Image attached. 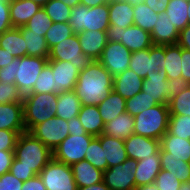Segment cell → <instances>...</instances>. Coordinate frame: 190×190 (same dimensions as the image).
Masks as SVG:
<instances>
[{
  "mask_svg": "<svg viewBox=\"0 0 190 190\" xmlns=\"http://www.w3.org/2000/svg\"><path fill=\"white\" fill-rule=\"evenodd\" d=\"M29 132L53 152L69 135L68 120L54 116L35 125Z\"/></svg>",
  "mask_w": 190,
  "mask_h": 190,
  "instance_id": "obj_11",
  "label": "cell"
},
{
  "mask_svg": "<svg viewBox=\"0 0 190 190\" xmlns=\"http://www.w3.org/2000/svg\"><path fill=\"white\" fill-rule=\"evenodd\" d=\"M18 136L16 131L0 129V151H14Z\"/></svg>",
  "mask_w": 190,
  "mask_h": 190,
  "instance_id": "obj_48",
  "label": "cell"
},
{
  "mask_svg": "<svg viewBox=\"0 0 190 190\" xmlns=\"http://www.w3.org/2000/svg\"><path fill=\"white\" fill-rule=\"evenodd\" d=\"M11 28L10 0H0V35Z\"/></svg>",
  "mask_w": 190,
  "mask_h": 190,
  "instance_id": "obj_49",
  "label": "cell"
},
{
  "mask_svg": "<svg viewBox=\"0 0 190 190\" xmlns=\"http://www.w3.org/2000/svg\"><path fill=\"white\" fill-rule=\"evenodd\" d=\"M161 171L160 153H155L138 161L135 169V187L153 184Z\"/></svg>",
  "mask_w": 190,
  "mask_h": 190,
  "instance_id": "obj_22",
  "label": "cell"
},
{
  "mask_svg": "<svg viewBox=\"0 0 190 190\" xmlns=\"http://www.w3.org/2000/svg\"><path fill=\"white\" fill-rule=\"evenodd\" d=\"M21 190H46L39 175L25 181Z\"/></svg>",
  "mask_w": 190,
  "mask_h": 190,
  "instance_id": "obj_55",
  "label": "cell"
},
{
  "mask_svg": "<svg viewBox=\"0 0 190 190\" xmlns=\"http://www.w3.org/2000/svg\"><path fill=\"white\" fill-rule=\"evenodd\" d=\"M10 172L12 173L13 176H15L16 178H18L19 180L23 182L37 176L32 171V168H27L25 166H17V159L15 157L12 161Z\"/></svg>",
  "mask_w": 190,
  "mask_h": 190,
  "instance_id": "obj_51",
  "label": "cell"
},
{
  "mask_svg": "<svg viewBox=\"0 0 190 190\" xmlns=\"http://www.w3.org/2000/svg\"><path fill=\"white\" fill-rule=\"evenodd\" d=\"M15 57L8 53L6 49L0 47V69L10 64Z\"/></svg>",
  "mask_w": 190,
  "mask_h": 190,
  "instance_id": "obj_59",
  "label": "cell"
},
{
  "mask_svg": "<svg viewBox=\"0 0 190 190\" xmlns=\"http://www.w3.org/2000/svg\"><path fill=\"white\" fill-rule=\"evenodd\" d=\"M134 9V25L151 34L155 23L158 20V12L153 11L142 1L133 4Z\"/></svg>",
  "mask_w": 190,
  "mask_h": 190,
  "instance_id": "obj_37",
  "label": "cell"
},
{
  "mask_svg": "<svg viewBox=\"0 0 190 190\" xmlns=\"http://www.w3.org/2000/svg\"><path fill=\"white\" fill-rule=\"evenodd\" d=\"M77 190H110L104 183V181L87 186V187H77Z\"/></svg>",
  "mask_w": 190,
  "mask_h": 190,
  "instance_id": "obj_61",
  "label": "cell"
},
{
  "mask_svg": "<svg viewBox=\"0 0 190 190\" xmlns=\"http://www.w3.org/2000/svg\"><path fill=\"white\" fill-rule=\"evenodd\" d=\"M163 69L168 80L181 77V47L178 44L165 45Z\"/></svg>",
  "mask_w": 190,
  "mask_h": 190,
  "instance_id": "obj_36",
  "label": "cell"
},
{
  "mask_svg": "<svg viewBox=\"0 0 190 190\" xmlns=\"http://www.w3.org/2000/svg\"><path fill=\"white\" fill-rule=\"evenodd\" d=\"M179 31L173 25L165 12H158V20L151 32L153 45H174L177 44Z\"/></svg>",
  "mask_w": 190,
  "mask_h": 190,
  "instance_id": "obj_20",
  "label": "cell"
},
{
  "mask_svg": "<svg viewBox=\"0 0 190 190\" xmlns=\"http://www.w3.org/2000/svg\"><path fill=\"white\" fill-rule=\"evenodd\" d=\"M133 130L134 117L124 112L104 125L103 134L125 140L133 134Z\"/></svg>",
  "mask_w": 190,
  "mask_h": 190,
  "instance_id": "obj_28",
  "label": "cell"
},
{
  "mask_svg": "<svg viewBox=\"0 0 190 190\" xmlns=\"http://www.w3.org/2000/svg\"><path fill=\"white\" fill-rule=\"evenodd\" d=\"M109 0H81L80 4L85 5L88 8L99 6L108 3Z\"/></svg>",
  "mask_w": 190,
  "mask_h": 190,
  "instance_id": "obj_60",
  "label": "cell"
},
{
  "mask_svg": "<svg viewBox=\"0 0 190 190\" xmlns=\"http://www.w3.org/2000/svg\"><path fill=\"white\" fill-rule=\"evenodd\" d=\"M138 161L128 158L123 163L107 168L103 181L110 190H134L135 169Z\"/></svg>",
  "mask_w": 190,
  "mask_h": 190,
  "instance_id": "obj_12",
  "label": "cell"
},
{
  "mask_svg": "<svg viewBox=\"0 0 190 190\" xmlns=\"http://www.w3.org/2000/svg\"><path fill=\"white\" fill-rule=\"evenodd\" d=\"M46 190H77L70 165L52 158L39 173Z\"/></svg>",
  "mask_w": 190,
  "mask_h": 190,
  "instance_id": "obj_9",
  "label": "cell"
},
{
  "mask_svg": "<svg viewBox=\"0 0 190 190\" xmlns=\"http://www.w3.org/2000/svg\"><path fill=\"white\" fill-rule=\"evenodd\" d=\"M134 190H160L155 183L135 187Z\"/></svg>",
  "mask_w": 190,
  "mask_h": 190,
  "instance_id": "obj_62",
  "label": "cell"
},
{
  "mask_svg": "<svg viewBox=\"0 0 190 190\" xmlns=\"http://www.w3.org/2000/svg\"><path fill=\"white\" fill-rule=\"evenodd\" d=\"M167 132L190 140V116L189 115H170Z\"/></svg>",
  "mask_w": 190,
  "mask_h": 190,
  "instance_id": "obj_42",
  "label": "cell"
},
{
  "mask_svg": "<svg viewBox=\"0 0 190 190\" xmlns=\"http://www.w3.org/2000/svg\"><path fill=\"white\" fill-rule=\"evenodd\" d=\"M14 157L17 159V166L32 168V171L39 175L41 170L53 158V152L30 132L26 131L18 136Z\"/></svg>",
  "mask_w": 190,
  "mask_h": 190,
  "instance_id": "obj_3",
  "label": "cell"
},
{
  "mask_svg": "<svg viewBox=\"0 0 190 190\" xmlns=\"http://www.w3.org/2000/svg\"><path fill=\"white\" fill-rule=\"evenodd\" d=\"M48 60L69 61L80 72L91 62L80 46L77 34L63 40L50 49Z\"/></svg>",
  "mask_w": 190,
  "mask_h": 190,
  "instance_id": "obj_13",
  "label": "cell"
},
{
  "mask_svg": "<svg viewBox=\"0 0 190 190\" xmlns=\"http://www.w3.org/2000/svg\"><path fill=\"white\" fill-rule=\"evenodd\" d=\"M177 44L190 51V24L179 32V38Z\"/></svg>",
  "mask_w": 190,
  "mask_h": 190,
  "instance_id": "obj_56",
  "label": "cell"
},
{
  "mask_svg": "<svg viewBox=\"0 0 190 190\" xmlns=\"http://www.w3.org/2000/svg\"><path fill=\"white\" fill-rule=\"evenodd\" d=\"M58 93H29L23 96V114L26 131L55 116Z\"/></svg>",
  "mask_w": 190,
  "mask_h": 190,
  "instance_id": "obj_4",
  "label": "cell"
},
{
  "mask_svg": "<svg viewBox=\"0 0 190 190\" xmlns=\"http://www.w3.org/2000/svg\"><path fill=\"white\" fill-rule=\"evenodd\" d=\"M178 190H190V181L181 182V186Z\"/></svg>",
  "mask_w": 190,
  "mask_h": 190,
  "instance_id": "obj_64",
  "label": "cell"
},
{
  "mask_svg": "<svg viewBox=\"0 0 190 190\" xmlns=\"http://www.w3.org/2000/svg\"><path fill=\"white\" fill-rule=\"evenodd\" d=\"M169 117L168 104H157L134 117L133 133L160 140L167 132Z\"/></svg>",
  "mask_w": 190,
  "mask_h": 190,
  "instance_id": "obj_6",
  "label": "cell"
},
{
  "mask_svg": "<svg viewBox=\"0 0 190 190\" xmlns=\"http://www.w3.org/2000/svg\"><path fill=\"white\" fill-rule=\"evenodd\" d=\"M125 1H128V2H131V3H138V2H141L142 0H125Z\"/></svg>",
  "mask_w": 190,
  "mask_h": 190,
  "instance_id": "obj_66",
  "label": "cell"
},
{
  "mask_svg": "<svg viewBox=\"0 0 190 190\" xmlns=\"http://www.w3.org/2000/svg\"><path fill=\"white\" fill-rule=\"evenodd\" d=\"M161 169L172 173L181 182L190 181V163L176 157H168V153L160 151Z\"/></svg>",
  "mask_w": 190,
  "mask_h": 190,
  "instance_id": "obj_34",
  "label": "cell"
},
{
  "mask_svg": "<svg viewBox=\"0 0 190 190\" xmlns=\"http://www.w3.org/2000/svg\"><path fill=\"white\" fill-rule=\"evenodd\" d=\"M54 75L52 74V68L47 63L33 86L31 93H54Z\"/></svg>",
  "mask_w": 190,
  "mask_h": 190,
  "instance_id": "obj_45",
  "label": "cell"
},
{
  "mask_svg": "<svg viewBox=\"0 0 190 190\" xmlns=\"http://www.w3.org/2000/svg\"><path fill=\"white\" fill-rule=\"evenodd\" d=\"M104 124L126 112V99L112 90L98 106Z\"/></svg>",
  "mask_w": 190,
  "mask_h": 190,
  "instance_id": "obj_32",
  "label": "cell"
},
{
  "mask_svg": "<svg viewBox=\"0 0 190 190\" xmlns=\"http://www.w3.org/2000/svg\"><path fill=\"white\" fill-rule=\"evenodd\" d=\"M157 105L153 98L146 95V92L140 91L132 98L126 99V112L135 117L137 114Z\"/></svg>",
  "mask_w": 190,
  "mask_h": 190,
  "instance_id": "obj_41",
  "label": "cell"
},
{
  "mask_svg": "<svg viewBox=\"0 0 190 190\" xmlns=\"http://www.w3.org/2000/svg\"><path fill=\"white\" fill-rule=\"evenodd\" d=\"M160 151L168 153V157H176L190 163V140L179 138L166 132L160 139Z\"/></svg>",
  "mask_w": 190,
  "mask_h": 190,
  "instance_id": "obj_25",
  "label": "cell"
},
{
  "mask_svg": "<svg viewBox=\"0 0 190 190\" xmlns=\"http://www.w3.org/2000/svg\"><path fill=\"white\" fill-rule=\"evenodd\" d=\"M71 169L77 187H87L103 181V171L86 160L72 164Z\"/></svg>",
  "mask_w": 190,
  "mask_h": 190,
  "instance_id": "obj_26",
  "label": "cell"
},
{
  "mask_svg": "<svg viewBox=\"0 0 190 190\" xmlns=\"http://www.w3.org/2000/svg\"><path fill=\"white\" fill-rule=\"evenodd\" d=\"M188 7L189 0H170L164 11L179 32L189 25Z\"/></svg>",
  "mask_w": 190,
  "mask_h": 190,
  "instance_id": "obj_35",
  "label": "cell"
},
{
  "mask_svg": "<svg viewBox=\"0 0 190 190\" xmlns=\"http://www.w3.org/2000/svg\"><path fill=\"white\" fill-rule=\"evenodd\" d=\"M124 145L128 158L142 160L155 153H160V140L132 134L124 140Z\"/></svg>",
  "mask_w": 190,
  "mask_h": 190,
  "instance_id": "obj_16",
  "label": "cell"
},
{
  "mask_svg": "<svg viewBox=\"0 0 190 190\" xmlns=\"http://www.w3.org/2000/svg\"><path fill=\"white\" fill-rule=\"evenodd\" d=\"M34 3L39 4L41 7H43L45 4H47L50 0H31Z\"/></svg>",
  "mask_w": 190,
  "mask_h": 190,
  "instance_id": "obj_65",
  "label": "cell"
},
{
  "mask_svg": "<svg viewBox=\"0 0 190 190\" xmlns=\"http://www.w3.org/2000/svg\"><path fill=\"white\" fill-rule=\"evenodd\" d=\"M109 24H117L126 29L134 25L133 3L125 0H109Z\"/></svg>",
  "mask_w": 190,
  "mask_h": 190,
  "instance_id": "obj_23",
  "label": "cell"
},
{
  "mask_svg": "<svg viewBox=\"0 0 190 190\" xmlns=\"http://www.w3.org/2000/svg\"><path fill=\"white\" fill-rule=\"evenodd\" d=\"M69 24L75 34L83 31H106L110 26L108 3L92 8L78 4L71 9Z\"/></svg>",
  "mask_w": 190,
  "mask_h": 190,
  "instance_id": "obj_5",
  "label": "cell"
},
{
  "mask_svg": "<svg viewBox=\"0 0 190 190\" xmlns=\"http://www.w3.org/2000/svg\"><path fill=\"white\" fill-rule=\"evenodd\" d=\"M181 77L190 84V51L181 48Z\"/></svg>",
  "mask_w": 190,
  "mask_h": 190,
  "instance_id": "obj_53",
  "label": "cell"
},
{
  "mask_svg": "<svg viewBox=\"0 0 190 190\" xmlns=\"http://www.w3.org/2000/svg\"><path fill=\"white\" fill-rule=\"evenodd\" d=\"M23 183L10 171L0 176V190H21Z\"/></svg>",
  "mask_w": 190,
  "mask_h": 190,
  "instance_id": "obj_50",
  "label": "cell"
},
{
  "mask_svg": "<svg viewBox=\"0 0 190 190\" xmlns=\"http://www.w3.org/2000/svg\"><path fill=\"white\" fill-rule=\"evenodd\" d=\"M170 0H142L153 11L164 12Z\"/></svg>",
  "mask_w": 190,
  "mask_h": 190,
  "instance_id": "obj_57",
  "label": "cell"
},
{
  "mask_svg": "<svg viewBox=\"0 0 190 190\" xmlns=\"http://www.w3.org/2000/svg\"><path fill=\"white\" fill-rule=\"evenodd\" d=\"M54 75V93L72 91L80 71L69 61L48 60Z\"/></svg>",
  "mask_w": 190,
  "mask_h": 190,
  "instance_id": "obj_15",
  "label": "cell"
},
{
  "mask_svg": "<svg viewBox=\"0 0 190 190\" xmlns=\"http://www.w3.org/2000/svg\"><path fill=\"white\" fill-rule=\"evenodd\" d=\"M41 8L39 4L31 0H10L12 27L19 28L25 26Z\"/></svg>",
  "mask_w": 190,
  "mask_h": 190,
  "instance_id": "obj_24",
  "label": "cell"
},
{
  "mask_svg": "<svg viewBox=\"0 0 190 190\" xmlns=\"http://www.w3.org/2000/svg\"><path fill=\"white\" fill-rule=\"evenodd\" d=\"M14 159V151H0V176L9 172Z\"/></svg>",
  "mask_w": 190,
  "mask_h": 190,
  "instance_id": "obj_54",
  "label": "cell"
},
{
  "mask_svg": "<svg viewBox=\"0 0 190 190\" xmlns=\"http://www.w3.org/2000/svg\"><path fill=\"white\" fill-rule=\"evenodd\" d=\"M78 118L88 134L98 137L103 133L105 124L97 106L82 105Z\"/></svg>",
  "mask_w": 190,
  "mask_h": 190,
  "instance_id": "obj_29",
  "label": "cell"
},
{
  "mask_svg": "<svg viewBox=\"0 0 190 190\" xmlns=\"http://www.w3.org/2000/svg\"><path fill=\"white\" fill-rule=\"evenodd\" d=\"M83 53L93 60H99L108 43L106 31H83L77 34Z\"/></svg>",
  "mask_w": 190,
  "mask_h": 190,
  "instance_id": "obj_19",
  "label": "cell"
},
{
  "mask_svg": "<svg viewBox=\"0 0 190 190\" xmlns=\"http://www.w3.org/2000/svg\"><path fill=\"white\" fill-rule=\"evenodd\" d=\"M51 26L52 21L43 7L25 25L28 30L41 36H45Z\"/></svg>",
  "mask_w": 190,
  "mask_h": 190,
  "instance_id": "obj_44",
  "label": "cell"
},
{
  "mask_svg": "<svg viewBox=\"0 0 190 190\" xmlns=\"http://www.w3.org/2000/svg\"><path fill=\"white\" fill-rule=\"evenodd\" d=\"M0 129L26 132L24 125L23 102L0 104Z\"/></svg>",
  "mask_w": 190,
  "mask_h": 190,
  "instance_id": "obj_18",
  "label": "cell"
},
{
  "mask_svg": "<svg viewBox=\"0 0 190 190\" xmlns=\"http://www.w3.org/2000/svg\"><path fill=\"white\" fill-rule=\"evenodd\" d=\"M84 160L90 162L95 168L105 171L108 168L104 149L101 146L100 139L95 137L89 144Z\"/></svg>",
  "mask_w": 190,
  "mask_h": 190,
  "instance_id": "obj_38",
  "label": "cell"
},
{
  "mask_svg": "<svg viewBox=\"0 0 190 190\" xmlns=\"http://www.w3.org/2000/svg\"><path fill=\"white\" fill-rule=\"evenodd\" d=\"M69 134L87 133L78 117L68 120Z\"/></svg>",
  "mask_w": 190,
  "mask_h": 190,
  "instance_id": "obj_58",
  "label": "cell"
},
{
  "mask_svg": "<svg viewBox=\"0 0 190 190\" xmlns=\"http://www.w3.org/2000/svg\"><path fill=\"white\" fill-rule=\"evenodd\" d=\"M132 52L120 42H109L98 60L111 75L117 76L129 68Z\"/></svg>",
  "mask_w": 190,
  "mask_h": 190,
  "instance_id": "obj_14",
  "label": "cell"
},
{
  "mask_svg": "<svg viewBox=\"0 0 190 190\" xmlns=\"http://www.w3.org/2000/svg\"><path fill=\"white\" fill-rule=\"evenodd\" d=\"M170 115H189L190 116V85L186 90L170 99Z\"/></svg>",
  "mask_w": 190,
  "mask_h": 190,
  "instance_id": "obj_43",
  "label": "cell"
},
{
  "mask_svg": "<svg viewBox=\"0 0 190 190\" xmlns=\"http://www.w3.org/2000/svg\"><path fill=\"white\" fill-rule=\"evenodd\" d=\"M106 30L109 42H120L131 52L150 48L153 43L151 34L139 26L132 25L126 29H121L117 24H109Z\"/></svg>",
  "mask_w": 190,
  "mask_h": 190,
  "instance_id": "obj_8",
  "label": "cell"
},
{
  "mask_svg": "<svg viewBox=\"0 0 190 190\" xmlns=\"http://www.w3.org/2000/svg\"><path fill=\"white\" fill-rule=\"evenodd\" d=\"M63 2L65 5L70 6L71 8L80 4L81 0H59Z\"/></svg>",
  "mask_w": 190,
  "mask_h": 190,
  "instance_id": "obj_63",
  "label": "cell"
},
{
  "mask_svg": "<svg viewBox=\"0 0 190 190\" xmlns=\"http://www.w3.org/2000/svg\"><path fill=\"white\" fill-rule=\"evenodd\" d=\"M52 23H69L71 7L59 0H50L43 6Z\"/></svg>",
  "mask_w": 190,
  "mask_h": 190,
  "instance_id": "obj_39",
  "label": "cell"
},
{
  "mask_svg": "<svg viewBox=\"0 0 190 190\" xmlns=\"http://www.w3.org/2000/svg\"><path fill=\"white\" fill-rule=\"evenodd\" d=\"M154 183L160 190H178L181 186V181L178 178L162 169L155 178Z\"/></svg>",
  "mask_w": 190,
  "mask_h": 190,
  "instance_id": "obj_47",
  "label": "cell"
},
{
  "mask_svg": "<svg viewBox=\"0 0 190 190\" xmlns=\"http://www.w3.org/2000/svg\"><path fill=\"white\" fill-rule=\"evenodd\" d=\"M22 101L23 95L18 90L16 84L0 81V104Z\"/></svg>",
  "mask_w": 190,
  "mask_h": 190,
  "instance_id": "obj_46",
  "label": "cell"
},
{
  "mask_svg": "<svg viewBox=\"0 0 190 190\" xmlns=\"http://www.w3.org/2000/svg\"><path fill=\"white\" fill-rule=\"evenodd\" d=\"M73 34V29L69 23H52V26L48 29L44 37L48 48L51 49Z\"/></svg>",
  "mask_w": 190,
  "mask_h": 190,
  "instance_id": "obj_40",
  "label": "cell"
},
{
  "mask_svg": "<svg viewBox=\"0 0 190 190\" xmlns=\"http://www.w3.org/2000/svg\"><path fill=\"white\" fill-rule=\"evenodd\" d=\"M143 81L144 79L128 68L122 74L113 77V91L124 99H129L142 91Z\"/></svg>",
  "mask_w": 190,
  "mask_h": 190,
  "instance_id": "obj_21",
  "label": "cell"
},
{
  "mask_svg": "<svg viewBox=\"0 0 190 190\" xmlns=\"http://www.w3.org/2000/svg\"><path fill=\"white\" fill-rule=\"evenodd\" d=\"M94 138L88 133L69 134L53 150V158L70 166L84 160L85 152Z\"/></svg>",
  "mask_w": 190,
  "mask_h": 190,
  "instance_id": "obj_7",
  "label": "cell"
},
{
  "mask_svg": "<svg viewBox=\"0 0 190 190\" xmlns=\"http://www.w3.org/2000/svg\"><path fill=\"white\" fill-rule=\"evenodd\" d=\"M98 138L104 149L108 168L119 165L128 159L123 139L110 137L103 133Z\"/></svg>",
  "mask_w": 190,
  "mask_h": 190,
  "instance_id": "obj_27",
  "label": "cell"
},
{
  "mask_svg": "<svg viewBox=\"0 0 190 190\" xmlns=\"http://www.w3.org/2000/svg\"><path fill=\"white\" fill-rule=\"evenodd\" d=\"M190 84L182 77L168 80V89L170 91V99L177 96L182 91L186 90Z\"/></svg>",
  "mask_w": 190,
  "mask_h": 190,
  "instance_id": "obj_52",
  "label": "cell"
},
{
  "mask_svg": "<svg viewBox=\"0 0 190 190\" xmlns=\"http://www.w3.org/2000/svg\"><path fill=\"white\" fill-rule=\"evenodd\" d=\"M188 21H189V24H190V0H189V7H188Z\"/></svg>",
  "mask_w": 190,
  "mask_h": 190,
  "instance_id": "obj_67",
  "label": "cell"
},
{
  "mask_svg": "<svg viewBox=\"0 0 190 190\" xmlns=\"http://www.w3.org/2000/svg\"><path fill=\"white\" fill-rule=\"evenodd\" d=\"M24 38L28 56L49 58L50 49L44 36L33 33L25 26L18 28Z\"/></svg>",
  "mask_w": 190,
  "mask_h": 190,
  "instance_id": "obj_31",
  "label": "cell"
},
{
  "mask_svg": "<svg viewBox=\"0 0 190 190\" xmlns=\"http://www.w3.org/2000/svg\"><path fill=\"white\" fill-rule=\"evenodd\" d=\"M165 60V46L152 45L150 48L132 52L129 68L142 79L154 71L163 69Z\"/></svg>",
  "mask_w": 190,
  "mask_h": 190,
  "instance_id": "obj_10",
  "label": "cell"
},
{
  "mask_svg": "<svg viewBox=\"0 0 190 190\" xmlns=\"http://www.w3.org/2000/svg\"><path fill=\"white\" fill-rule=\"evenodd\" d=\"M24 38L18 28H11L0 35V47L6 49L14 57L27 55Z\"/></svg>",
  "mask_w": 190,
  "mask_h": 190,
  "instance_id": "obj_33",
  "label": "cell"
},
{
  "mask_svg": "<svg viewBox=\"0 0 190 190\" xmlns=\"http://www.w3.org/2000/svg\"><path fill=\"white\" fill-rule=\"evenodd\" d=\"M47 63L48 59L44 57H15L10 64L0 69V81L16 84L25 96L32 92L37 77Z\"/></svg>",
  "mask_w": 190,
  "mask_h": 190,
  "instance_id": "obj_2",
  "label": "cell"
},
{
  "mask_svg": "<svg viewBox=\"0 0 190 190\" xmlns=\"http://www.w3.org/2000/svg\"><path fill=\"white\" fill-rule=\"evenodd\" d=\"M81 107V100L74 90L58 93L55 116L61 119L70 120L71 118L78 117Z\"/></svg>",
  "mask_w": 190,
  "mask_h": 190,
  "instance_id": "obj_30",
  "label": "cell"
},
{
  "mask_svg": "<svg viewBox=\"0 0 190 190\" xmlns=\"http://www.w3.org/2000/svg\"><path fill=\"white\" fill-rule=\"evenodd\" d=\"M142 91L153 98L157 104H168L170 101V91L168 89V77L164 69L154 71L151 75H146L142 84Z\"/></svg>",
  "mask_w": 190,
  "mask_h": 190,
  "instance_id": "obj_17",
  "label": "cell"
},
{
  "mask_svg": "<svg viewBox=\"0 0 190 190\" xmlns=\"http://www.w3.org/2000/svg\"><path fill=\"white\" fill-rule=\"evenodd\" d=\"M113 90V76L98 61H91L80 73L74 91L82 105L98 106Z\"/></svg>",
  "mask_w": 190,
  "mask_h": 190,
  "instance_id": "obj_1",
  "label": "cell"
}]
</instances>
